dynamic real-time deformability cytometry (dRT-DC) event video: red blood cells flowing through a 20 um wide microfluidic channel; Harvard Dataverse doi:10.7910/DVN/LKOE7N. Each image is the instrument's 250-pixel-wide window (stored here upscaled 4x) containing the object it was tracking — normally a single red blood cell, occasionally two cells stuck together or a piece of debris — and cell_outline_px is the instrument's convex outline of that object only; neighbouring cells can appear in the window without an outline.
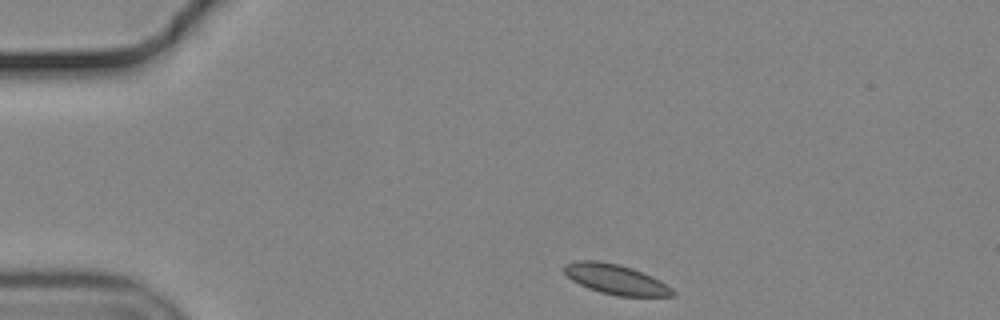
{"species": "common noctule bat (a hibernating species)", "species_latin": "Nyctalus noctula", "temperature_condition": "cold", "stored_images_in_passage": 39, "camera_frame_rate_fps": 3000, "um_per_image_px": 0.085, "animal": {"sex": "male", "body_mass_g": 19.2, "forearm_length_mm": 51.8}, "frame": {"image": 1, "passage_image": 1, "time_ms": 0.0, "image_size_px": [1000, 320], "cell_outline_px": [[676, 296], [620, 296], [600, 292], [588, 288], [572, 280], [564, 272], [564, 264], [576, 260], [600, 260], [632, 268], [652, 276], [660, 280], [672, 288], [676, 292]], "centroid_in_image_um": [52.35, 23.74], "position_along_channel_um": 32.7, "area_um2": 18.96}}
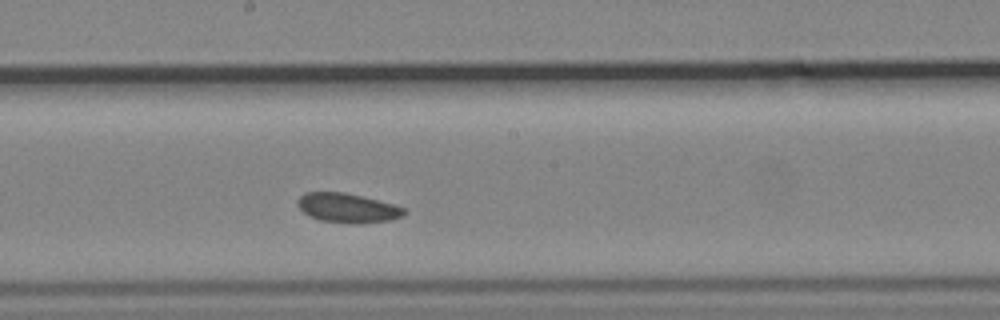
{"frame": {"image": 2, "passage_image": 21, "time_ms": 6.667, "image_size_px": [1000, 320], "cell_outline_px": [[408, 212], [404, 216], [392, 220], [320, 220], [308, 216], [296, 204], [296, 200], [304, 192], [344, 192], [396, 204], [408, 208]], "centroid_in_image_um": [29.56, 17.61], "position_along_channel_um": 218.6, "area_um2": 17.57}}
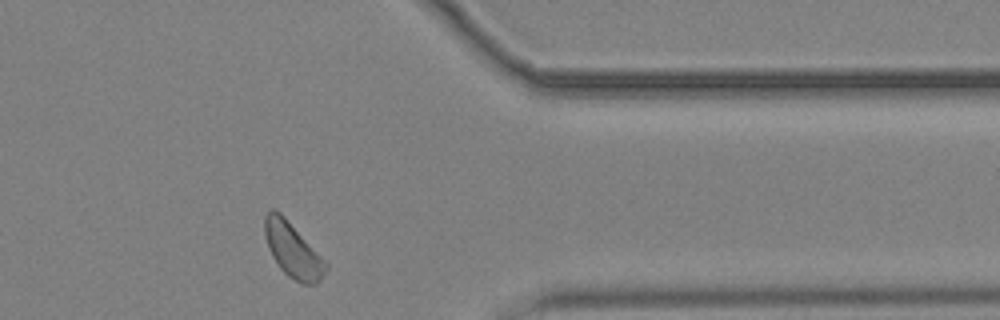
{"frame": {"image": 3, "passage_image": 36, "time_ms": 11.667, "image_size_px": [1000, 320], "cell_outline_px": [[328, 268], [320, 280], [316, 284], [304, 284], [288, 276], [280, 268], [272, 256], [268, 248], [264, 236], [264, 216], [272, 208], [280, 212], [284, 216], [328, 264]], "centroid_in_image_um": [24.86, 21.25], "position_along_channel_um": 386.5, "area_um2": 19.25}}